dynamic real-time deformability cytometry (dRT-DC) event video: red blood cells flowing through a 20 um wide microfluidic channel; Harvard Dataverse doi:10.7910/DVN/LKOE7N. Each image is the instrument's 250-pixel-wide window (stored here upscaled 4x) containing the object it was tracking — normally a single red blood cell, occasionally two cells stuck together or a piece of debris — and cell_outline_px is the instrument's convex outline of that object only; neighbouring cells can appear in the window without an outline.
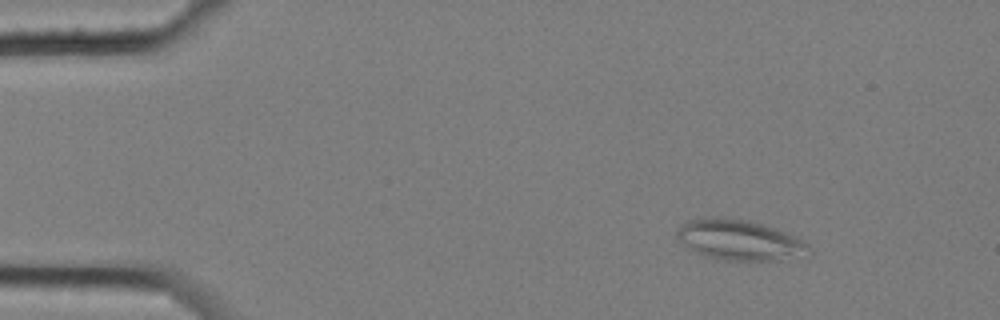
{"species": "common noctule bat (a hibernating species)", "species_latin": "Nyctalus noctula", "temperature_condition": "cold", "stored_images_in_passage": 5, "camera_frame_rate_fps": 3000, "um_per_image_px": 0.085, "animal": {"sex": "female", "body_mass_g": 25.1}, "frame": {"image": 1, "passage_image": 2, "time_ms": 0.333, "image_size_px": [1000, 320], "cell_outline_px": [[812, 252], [780, 260], [716, 260], [696, 252], [680, 240], [676, 236], [676, 232], [680, 224], [688, 220], [708, 216], [752, 220], [776, 228], [796, 236], [808, 244]], "centroid_in_image_um": [62.85, 20.38], "position_along_channel_um": 22.2, "area_um2": 31.15}}